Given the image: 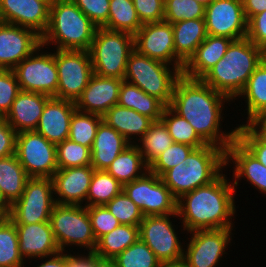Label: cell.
<instances>
[{"label": "cell", "instance_id": "obj_1", "mask_svg": "<svg viewBox=\"0 0 266 267\" xmlns=\"http://www.w3.org/2000/svg\"><path fill=\"white\" fill-rule=\"evenodd\" d=\"M225 104H231V100L201 79L181 75L175 83L169 106L192 125L206 144L226 150L237 137V126L223 131Z\"/></svg>", "mask_w": 266, "mask_h": 267}, {"label": "cell", "instance_id": "obj_2", "mask_svg": "<svg viewBox=\"0 0 266 267\" xmlns=\"http://www.w3.org/2000/svg\"><path fill=\"white\" fill-rule=\"evenodd\" d=\"M226 173L208 185L183 194L177 200V213L183 228L181 231L189 235L195 230L235 228L233 219L238 216L235 215L238 208L235 205L237 190Z\"/></svg>", "mask_w": 266, "mask_h": 267}, {"label": "cell", "instance_id": "obj_3", "mask_svg": "<svg viewBox=\"0 0 266 267\" xmlns=\"http://www.w3.org/2000/svg\"><path fill=\"white\" fill-rule=\"evenodd\" d=\"M265 58V51L247 37L233 40L223 58L201 80L233 103Z\"/></svg>", "mask_w": 266, "mask_h": 267}, {"label": "cell", "instance_id": "obj_4", "mask_svg": "<svg viewBox=\"0 0 266 267\" xmlns=\"http://www.w3.org/2000/svg\"><path fill=\"white\" fill-rule=\"evenodd\" d=\"M96 29L72 0H56L50 5L49 25L41 44L47 50L53 45L56 50L89 51Z\"/></svg>", "mask_w": 266, "mask_h": 267}, {"label": "cell", "instance_id": "obj_5", "mask_svg": "<svg viewBox=\"0 0 266 267\" xmlns=\"http://www.w3.org/2000/svg\"><path fill=\"white\" fill-rule=\"evenodd\" d=\"M225 168V150L206 144L194 148L182 163L167 170L161 179L179 199L183 194L216 180Z\"/></svg>", "mask_w": 266, "mask_h": 267}, {"label": "cell", "instance_id": "obj_6", "mask_svg": "<svg viewBox=\"0 0 266 267\" xmlns=\"http://www.w3.org/2000/svg\"><path fill=\"white\" fill-rule=\"evenodd\" d=\"M182 71L133 50L126 64L124 80L156 97L165 106L172 101L173 90Z\"/></svg>", "mask_w": 266, "mask_h": 267}, {"label": "cell", "instance_id": "obj_7", "mask_svg": "<svg viewBox=\"0 0 266 267\" xmlns=\"http://www.w3.org/2000/svg\"><path fill=\"white\" fill-rule=\"evenodd\" d=\"M49 222L62 252H73L75 247L83 249L84 252H94L97 241L89 219L88 207L56 203Z\"/></svg>", "mask_w": 266, "mask_h": 267}, {"label": "cell", "instance_id": "obj_8", "mask_svg": "<svg viewBox=\"0 0 266 267\" xmlns=\"http://www.w3.org/2000/svg\"><path fill=\"white\" fill-rule=\"evenodd\" d=\"M134 49L132 34L97 27L89 49L93 73L124 79L126 64Z\"/></svg>", "mask_w": 266, "mask_h": 267}, {"label": "cell", "instance_id": "obj_9", "mask_svg": "<svg viewBox=\"0 0 266 267\" xmlns=\"http://www.w3.org/2000/svg\"><path fill=\"white\" fill-rule=\"evenodd\" d=\"M40 45L14 69L21 91L38 92L57 98L58 73L55 50ZM52 50V51H51Z\"/></svg>", "mask_w": 266, "mask_h": 267}, {"label": "cell", "instance_id": "obj_10", "mask_svg": "<svg viewBox=\"0 0 266 267\" xmlns=\"http://www.w3.org/2000/svg\"><path fill=\"white\" fill-rule=\"evenodd\" d=\"M172 217L179 219L178 213L144 216L139 224V238L155 253L160 262L177 261L184 256L186 240L182 238L184 242L181 241L179 231H176L178 227L174 224L177 221H172Z\"/></svg>", "mask_w": 266, "mask_h": 267}, {"label": "cell", "instance_id": "obj_11", "mask_svg": "<svg viewBox=\"0 0 266 267\" xmlns=\"http://www.w3.org/2000/svg\"><path fill=\"white\" fill-rule=\"evenodd\" d=\"M54 199L51 178H29L21 197L10 206L8 218L14 224L49 221Z\"/></svg>", "mask_w": 266, "mask_h": 267}, {"label": "cell", "instance_id": "obj_12", "mask_svg": "<svg viewBox=\"0 0 266 267\" xmlns=\"http://www.w3.org/2000/svg\"><path fill=\"white\" fill-rule=\"evenodd\" d=\"M234 228L195 230L189 232L183 259L188 267H220L222 258L232 246ZM226 254V255H225Z\"/></svg>", "mask_w": 266, "mask_h": 267}, {"label": "cell", "instance_id": "obj_13", "mask_svg": "<svg viewBox=\"0 0 266 267\" xmlns=\"http://www.w3.org/2000/svg\"><path fill=\"white\" fill-rule=\"evenodd\" d=\"M15 155L30 178H52L58 170L56 144L36 131L17 133Z\"/></svg>", "mask_w": 266, "mask_h": 267}, {"label": "cell", "instance_id": "obj_14", "mask_svg": "<svg viewBox=\"0 0 266 267\" xmlns=\"http://www.w3.org/2000/svg\"><path fill=\"white\" fill-rule=\"evenodd\" d=\"M123 191L140 208L144 216L177 213V198L161 177L147 171L143 176L123 186Z\"/></svg>", "mask_w": 266, "mask_h": 267}, {"label": "cell", "instance_id": "obj_15", "mask_svg": "<svg viewBox=\"0 0 266 267\" xmlns=\"http://www.w3.org/2000/svg\"><path fill=\"white\" fill-rule=\"evenodd\" d=\"M57 98L76 102L93 73L89 51L56 50Z\"/></svg>", "mask_w": 266, "mask_h": 267}, {"label": "cell", "instance_id": "obj_16", "mask_svg": "<svg viewBox=\"0 0 266 267\" xmlns=\"http://www.w3.org/2000/svg\"><path fill=\"white\" fill-rule=\"evenodd\" d=\"M208 35L238 40L247 37L242 0H213L204 13Z\"/></svg>", "mask_w": 266, "mask_h": 267}, {"label": "cell", "instance_id": "obj_17", "mask_svg": "<svg viewBox=\"0 0 266 267\" xmlns=\"http://www.w3.org/2000/svg\"><path fill=\"white\" fill-rule=\"evenodd\" d=\"M134 48L142 55L183 70L184 64L175 55L172 24L165 20L143 24L134 35Z\"/></svg>", "mask_w": 266, "mask_h": 267}, {"label": "cell", "instance_id": "obj_18", "mask_svg": "<svg viewBox=\"0 0 266 267\" xmlns=\"http://www.w3.org/2000/svg\"><path fill=\"white\" fill-rule=\"evenodd\" d=\"M41 45L34 30L0 22V69H14Z\"/></svg>", "mask_w": 266, "mask_h": 267}, {"label": "cell", "instance_id": "obj_19", "mask_svg": "<svg viewBox=\"0 0 266 267\" xmlns=\"http://www.w3.org/2000/svg\"><path fill=\"white\" fill-rule=\"evenodd\" d=\"M49 14L45 0H0V22L30 28L40 36L48 28Z\"/></svg>", "mask_w": 266, "mask_h": 267}, {"label": "cell", "instance_id": "obj_20", "mask_svg": "<svg viewBox=\"0 0 266 267\" xmlns=\"http://www.w3.org/2000/svg\"><path fill=\"white\" fill-rule=\"evenodd\" d=\"M225 163L226 170L233 165L231 179L235 190L240 185L239 180H244L266 196V167L237 139L225 150Z\"/></svg>", "mask_w": 266, "mask_h": 267}, {"label": "cell", "instance_id": "obj_21", "mask_svg": "<svg viewBox=\"0 0 266 267\" xmlns=\"http://www.w3.org/2000/svg\"><path fill=\"white\" fill-rule=\"evenodd\" d=\"M94 170L91 165L58 169L51 178L55 202L86 206L87 193Z\"/></svg>", "mask_w": 266, "mask_h": 267}, {"label": "cell", "instance_id": "obj_22", "mask_svg": "<svg viewBox=\"0 0 266 267\" xmlns=\"http://www.w3.org/2000/svg\"><path fill=\"white\" fill-rule=\"evenodd\" d=\"M19 252L25 261L50 257L61 252L49 221L33 224H15ZM27 258V259H26Z\"/></svg>", "mask_w": 266, "mask_h": 267}, {"label": "cell", "instance_id": "obj_23", "mask_svg": "<svg viewBox=\"0 0 266 267\" xmlns=\"http://www.w3.org/2000/svg\"><path fill=\"white\" fill-rule=\"evenodd\" d=\"M123 80L93 74L75 102L76 109L103 116L111 107L117 105L119 89Z\"/></svg>", "mask_w": 266, "mask_h": 267}, {"label": "cell", "instance_id": "obj_24", "mask_svg": "<svg viewBox=\"0 0 266 267\" xmlns=\"http://www.w3.org/2000/svg\"><path fill=\"white\" fill-rule=\"evenodd\" d=\"M75 110V102L51 97L46 102L35 131L56 145L63 142L69 137L70 122Z\"/></svg>", "mask_w": 266, "mask_h": 267}, {"label": "cell", "instance_id": "obj_25", "mask_svg": "<svg viewBox=\"0 0 266 267\" xmlns=\"http://www.w3.org/2000/svg\"><path fill=\"white\" fill-rule=\"evenodd\" d=\"M50 98L43 93L20 91L4 118L17 133L35 131Z\"/></svg>", "mask_w": 266, "mask_h": 267}, {"label": "cell", "instance_id": "obj_26", "mask_svg": "<svg viewBox=\"0 0 266 267\" xmlns=\"http://www.w3.org/2000/svg\"><path fill=\"white\" fill-rule=\"evenodd\" d=\"M232 41L227 37L207 35L184 64L182 75L192 79H201L210 68L223 58Z\"/></svg>", "mask_w": 266, "mask_h": 267}, {"label": "cell", "instance_id": "obj_27", "mask_svg": "<svg viewBox=\"0 0 266 267\" xmlns=\"http://www.w3.org/2000/svg\"><path fill=\"white\" fill-rule=\"evenodd\" d=\"M131 143L104 121L99 124L91 147V166L106 170Z\"/></svg>", "mask_w": 266, "mask_h": 267}, {"label": "cell", "instance_id": "obj_28", "mask_svg": "<svg viewBox=\"0 0 266 267\" xmlns=\"http://www.w3.org/2000/svg\"><path fill=\"white\" fill-rule=\"evenodd\" d=\"M102 120L131 144H136L154 122L151 118L141 115L133 109L124 108L119 105L111 107L102 116Z\"/></svg>", "mask_w": 266, "mask_h": 267}, {"label": "cell", "instance_id": "obj_29", "mask_svg": "<svg viewBox=\"0 0 266 267\" xmlns=\"http://www.w3.org/2000/svg\"><path fill=\"white\" fill-rule=\"evenodd\" d=\"M176 57L185 64L207 37L205 19L183 20L172 24Z\"/></svg>", "mask_w": 266, "mask_h": 267}, {"label": "cell", "instance_id": "obj_30", "mask_svg": "<svg viewBox=\"0 0 266 267\" xmlns=\"http://www.w3.org/2000/svg\"><path fill=\"white\" fill-rule=\"evenodd\" d=\"M117 105L133 109L153 121L161 120L163 110L166 107L156 97L146 94L138 86L125 80L122 81L119 89Z\"/></svg>", "mask_w": 266, "mask_h": 267}, {"label": "cell", "instance_id": "obj_31", "mask_svg": "<svg viewBox=\"0 0 266 267\" xmlns=\"http://www.w3.org/2000/svg\"><path fill=\"white\" fill-rule=\"evenodd\" d=\"M243 98L246 121L258 118L266 111V58L254 70L245 87L235 99ZM245 99V100H244Z\"/></svg>", "mask_w": 266, "mask_h": 267}, {"label": "cell", "instance_id": "obj_32", "mask_svg": "<svg viewBox=\"0 0 266 267\" xmlns=\"http://www.w3.org/2000/svg\"><path fill=\"white\" fill-rule=\"evenodd\" d=\"M29 178L15 154L0 158V191L10 206L21 197Z\"/></svg>", "mask_w": 266, "mask_h": 267}, {"label": "cell", "instance_id": "obj_33", "mask_svg": "<svg viewBox=\"0 0 266 267\" xmlns=\"http://www.w3.org/2000/svg\"><path fill=\"white\" fill-rule=\"evenodd\" d=\"M106 171L124 186L143 176L149 171V166L139 147L131 144L115 158Z\"/></svg>", "mask_w": 266, "mask_h": 267}, {"label": "cell", "instance_id": "obj_34", "mask_svg": "<svg viewBox=\"0 0 266 267\" xmlns=\"http://www.w3.org/2000/svg\"><path fill=\"white\" fill-rule=\"evenodd\" d=\"M139 239V226L120 224L97 240L94 253L103 259H114Z\"/></svg>", "mask_w": 266, "mask_h": 267}, {"label": "cell", "instance_id": "obj_35", "mask_svg": "<svg viewBox=\"0 0 266 267\" xmlns=\"http://www.w3.org/2000/svg\"><path fill=\"white\" fill-rule=\"evenodd\" d=\"M105 29L127 32L133 36L142 27L133 0H110L108 21Z\"/></svg>", "mask_w": 266, "mask_h": 267}, {"label": "cell", "instance_id": "obj_36", "mask_svg": "<svg viewBox=\"0 0 266 267\" xmlns=\"http://www.w3.org/2000/svg\"><path fill=\"white\" fill-rule=\"evenodd\" d=\"M173 143L172 137L162 120L154 121L144 136L136 143L149 166Z\"/></svg>", "mask_w": 266, "mask_h": 267}, {"label": "cell", "instance_id": "obj_37", "mask_svg": "<svg viewBox=\"0 0 266 267\" xmlns=\"http://www.w3.org/2000/svg\"><path fill=\"white\" fill-rule=\"evenodd\" d=\"M123 191V185L106 170H94L86 198V207L106 205Z\"/></svg>", "mask_w": 266, "mask_h": 267}, {"label": "cell", "instance_id": "obj_38", "mask_svg": "<svg viewBox=\"0 0 266 267\" xmlns=\"http://www.w3.org/2000/svg\"><path fill=\"white\" fill-rule=\"evenodd\" d=\"M15 224L5 217L0 222V267H24L26 262L19 252ZM26 267V266H25Z\"/></svg>", "mask_w": 266, "mask_h": 267}, {"label": "cell", "instance_id": "obj_39", "mask_svg": "<svg viewBox=\"0 0 266 267\" xmlns=\"http://www.w3.org/2000/svg\"><path fill=\"white\" fill-rule=\"evenodd\" d=\"M161 120L166 125L174 143H183L194 148L206 145L197 135L192 125L169 105L164 108Z\"/></svg>", "mask_w": 266, "mask_h": 267}, {"label": "cell", "instance_id": "obj_40", "mask_svg": "<svg viewBox=\"0 0 266 267\" xmlns=\"http://www.w3.org/2000/svg\"><path fill=\"white\" fill-rule=\"evenodd\" d=\"M102 116L75 110L70 122L69 139L86 147H92Z\"/></svg>", "mask_w": 266, "mask_h": 267}, {"label": "cell", "instance_id": "obj_41", "mask_svg": "<svg viewBox=\"0 0 266 267\" xmlns=\"http://www.w3.org/2000/svg\"><path fill=\"white\" fill-rule=\"evenodd\" d=\"M113 261L117 267H159L161 263L140 238L118 254Z\"/></svg>", "mask_w": 266, "mask_h": 267}, {"label": "cell", "instance_id": "obj_42", "mask_svg": "<svg viewBox=\"0 0 266 267\" xmlns=\"http://www.w3.org/2000/svg\"><path fill=\"white\" fill-rule=\"evenodd\" d=\"M58 169L91 165V148L69 138L56 145Z\"/></svg>", "mask_w": 266, "mask_h": 267}, {"label": "cell", "instance_id": "obj_43", "mask_svg": "<svg viewBox=\"0 0 266 267\" xmlns=\"http://www.w3.org/2000/svg\"><path fill=\"white\" fill-rule=\"evenodd\" d=\"M204 13L205 6L195 0H165L164 20L171 24L204 19Z\"/></svg>", "mask_w": 266, "mask_h": 267}, {"label": "cell", "instance_id": "obj_44", "mask_svg": "<svg viewBox=\"0 0 266 267\" xmlns=\"http://www.w3.org/2000/svg\"><path fill=\"white\" fill-rule=\"evenodd\" d=\"M105 206L116 217L120 224L139 226L144 219L140 208L124 191L116 195Z\"/></svg>", "mask_w": 266, "mask_h": 267}, {"label": "cell", "instance_id": "obj_45", "mask_svg": "<svg viewBox=\"0 0 266 267\" xmlns=\"http://www.w3.org/2000/svg\"><path fill=\"white\" fill-rule=\"evenodd\" d=\"M193 149L190 145L173 142L149 165V171L161 177L167 170L182 163Z\"/></svg>", "mask_w": 266, "mask_h": 267}, {"label": "cell", "instance_id": "obj_46", "mask_svg": "<svg viewBox=\"0 0 266 267\" xmlns=\"http://www.w3.org/2000/svg\"><path fill=\"white\" fill-rule=\"evenodd\" d=\"M19 83L12 69H0V114L5 117L20 92Z\"/></svg>", "mask_w": 266, "mask_h": 267}, {"label": "cell", "instance_id": "obj_47", "mask_svg": "<svg viewBox=\"0 0 266 267\" xmlns=\"http://www.w3.org/2000/svg\"><path fill=\"white\" fill-rule=\"evenodd\" d=\"M88 213L96 241L120 225L105 205L90 206L88 207Z\"/></svg>", "mask_w": 266, "mask_h": 267}, {"label": "cell", "instance_id": "obj_48", "mask_svg": "<svg viewBox=\"0 0 266 267\" xmlns=\"http://www.w3.org/2000/svg\"><path fill=\"white\" fill-rule=\"evenodd\" d=\"M81 12L86 15L96 27H102L107 21L110 0H72Z\"/></svg>", "mask_w": 266, "mask_h": 267}, {"label": "cell", "instance_id": "obj_49", "mask_svg": "<svg viewBox=\"0 0 266 267\" xmlns=\"http://www.w3.org/2000/svg\"><path fill=\"white\" fill-rule=\"evenodd\" d=\"M141 24L164 20L165 0H133Z\"/></svg>", "mask_w": 266, "mask_h": 267}, {"label": "cell", "instance_id": "obj_50", "mask_svg": "<svg viewBox=\"0 0 266 267\" xmlns=\"http://www.w3.org/2000/svg\"><path fill=\"white\" fill-rule=\"evenodd\" d=\"M247 38L262 50H266V10L247 22Z\"/></svg>", "mask_w": 266, "mask_h": 267}, {"label": "cell", "instance_id": "obj_51", "mask_svg": "<svg viewBox=\"0 0 266 267\" xmlns=\"http://www.w3.org/2000/svg\"><path fill=\"white\" fill-rule=\"evenodd\" d=\"M236 139L266 167V146H263L243 125L237 126Z\"/></svg>", "mask_w": 266, "mask_h": 267}, {"label": "cell", "instance_id": "obj_52", "mask_svg": "<svg viewBox=\"0 0 266 267\" xmlns=\"http://www.w3.org/2000/svg\"><path fill=\"white\" fill-rule=\"evenodd\" d=\"M16 135L5 118H0V158L15 154Z\"/></svg>", "mask_w": 266, "mask_h": 267}, {"label": "cell", "instance_id": "obj_53", "mask_svg": "<svg viewBox=\"0 0 266 267\" xmlns=\"http://www.w3.org/2000/svg\"><path fill=\"white\" fill-rule=\"evenodd\" d=\"M79 252H66V267H93V252Z\"/></svg>", "mask_w": 266, "mask_h": 267}, {"label": "cell", "instance_id": "obj_54", "mask_svg": "<svg viewBox=\"0 0 266 267\" xmlns=\"http://www.w3.org/2000/svg\"><path fill=\"white\" fill-rule=\"evenodd\" d=\"M263 146H266V125L259 119L254 118L242 124Z\"/></svg>", "mask_w": 266, "mask_h": 267}, {"label": "cell", "instance_id": "obj_55", "mask_svg": "<svg viewBox=\"0 0 266 267\" xmlns=\"http://www.w3.org/2000/svg\"><path fill=\"white\" fill-rule=\"evenodd\" d=\"M244 14L247 21L266 10V0H242Z\"/></svg>", "mask_w": 266, "mask_h": 267}, {"label": "cell", "instance_id": "obj_56", "mask_svg": "<svg viewBox=\"0 0 266 267\" xmlns=\"http://www.w3.org/2000/svg\"><path fill=\"white\" fill-rule=\"evenodd\" d=\"M37 260H41V263L39 264ZM36 261L38 262L36 267H66V252L61 251L50 257L36 258Z\"/></svg>", "mask_w": 266, "mask_h": 267}, {"label": "cell", "instance_id": "obj_57", "mask_svg": "<svg viewBox=\"0 0 266 267\" xmlns=\"http://www.w3.org/2000/svg\"><path fill=\"white\" fill-rule=\"evenodd\" d=\"M93 267H117L113 259L99 258L93 252Z\"/></svg>", "mask_w": 266, "mask_h": 267}, {"label": "cell", "instance_id": "obj_58", "mask_svg": "<svg viewBox=\"0 0 266 267\" xmlns=\"http://www.w3.org/2000/svg\"><path fill=\"white\" fill-rule=\"evenodd\" d=\"M159 267H188L186 261L182 258L177 261L161 262Z\"/></svg>", "mask_w": 266, "mask_h": 267}, {"label": "cell", "instance_id": "obj_59", "mask_svg": "<svg viewBox=\"0 0 266 267\" xmlns=\"http://www.w3.org/2000/svg\"><path fill=\"white\" fill-rule=\"evenodd\" d=\"M0 212H2L6 217H8L10 212V205L4 199L1 191H0Z\"/></svg>", "mask_w": 266, "mask_h": 267}, {"label": "cell", "instance_id": "obj_60", "mask_svg": "<svg viewBox=\"0 0 266 267\" xmlns=\"http://www.w3.org/2000/svg\"><path fill=\"white\" fill-rule=\"evenodd\" d=\"M199 3H201L202 5H204L205 7L210 4L213 0H195Z\"/></svg>", "mask_w": 266, "mask_h": 267}, {"label": "cell", "instance_id": "obj_61", "mask_svg": "<svg viewBox=\"0 0 266 267\" xmlns=\"http://www.w3.org/2000/svg\"><path fill=\"white\" fill-rule=\"evenodd\" d=\"M258 118L266 125V111Z\"/></svg>", "mask_w": 266, "mask_h": 267}, {"label": "cell", "instance_id": "obj_62", "mask_svg": "<svg viewBox=\"0 0 266 267\" xmlns=\"http://www.w3.org/2000/svg\"><path fill=\"white\" fill-rule=\"evenodd\" d=\"M6 216L2 213V212H0V222L5 218Z\"/></svg>", "mask_w": 266, "mask_h": 267}, {"label": "cell", "instance_id": "obj_63", "mask_svg": "<svg viewBox=\"0 0 266 267\" xmlns=\"http://www.w3.org/2000/svg\"><path fill=\"white\" fill-rule=\"evenodd\" d=\"M45 1H47V2L51 5V4L54 3L56 0H45Z\"/></svg>", "mask_w": 266, "mask_h": 267}]
</instances>
